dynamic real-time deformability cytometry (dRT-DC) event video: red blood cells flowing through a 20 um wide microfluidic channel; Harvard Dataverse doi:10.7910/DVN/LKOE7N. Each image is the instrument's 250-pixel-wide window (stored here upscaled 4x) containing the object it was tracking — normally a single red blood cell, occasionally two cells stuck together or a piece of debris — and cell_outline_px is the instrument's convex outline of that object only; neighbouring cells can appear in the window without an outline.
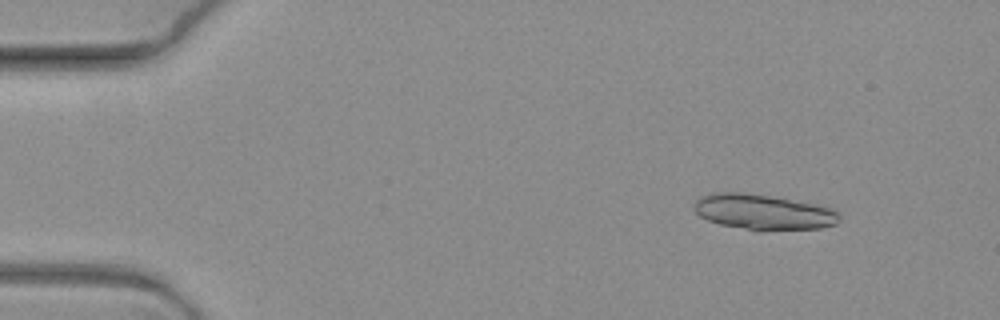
{"species": "common noctule bat (a hibernating species)", "species_latin": "Nyctalus noctula", "temperature_condition": "warm", "stored_images_in_passage": 6, "camera_frame_rate_fps": 3000, "um_per_image_px": 0.085, "animal": {"sex": "female", "body_mass_g": 19.3, "forearm_length_mm": 54.1}, "frame": {"image": 1, "passage_image": 1, "time_ms": 0.0, "image_size_px": [1000, 320], "cell_outline_px": [[840, 220], [836, 224], [820, 228], [764, 232], [760, 232], [720, 224], [708, 220], [700, 216], [692, 208], [696, 200], [700, 196], [712, 192], [744, 192], [768, 196], [812, 204], [832, 208], [840, 216]], "centroid_in_image_um": [64.84, 18.04], "position_along_channel_um": 20.2, "area_um2": 30.23}}